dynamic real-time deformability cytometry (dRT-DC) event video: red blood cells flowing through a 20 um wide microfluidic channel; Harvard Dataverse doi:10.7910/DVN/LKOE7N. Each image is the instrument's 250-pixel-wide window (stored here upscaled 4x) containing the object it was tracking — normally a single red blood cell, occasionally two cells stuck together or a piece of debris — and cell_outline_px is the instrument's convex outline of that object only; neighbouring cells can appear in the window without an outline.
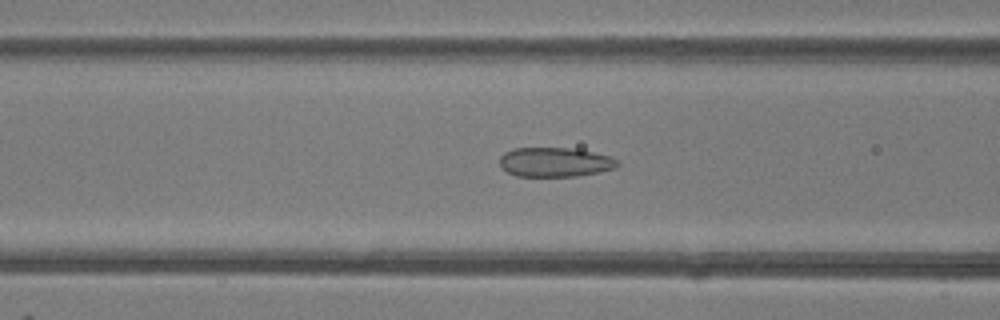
{"species": "common noctule bat (a hibernating species)", "species_latin": "Nyctalus noctula", "temperature_condition": "room temperature", "stored_images_in_passage": 48, "camera_frame_rate_fps": 3000, "um_per_image_px": 0.085, "animal": {"sex": "female"}, "frame": {"image": 1, "passage_image": 20, "time_ms": 6.333, "image_size_px": [1000, 320], "cell_outline_px": [[620, 164], [616, 168], [600, 172], [576, 176], [516, 176], [500, 168], [500, 156], [504, 152], [512, 148], [568, 148], [592, 152], [608, 156], [616, 160]], "centroid_in_image_um": [47.13, 13.78], "position_along_channel_um": 119.5, "area_um2": 20.17}}
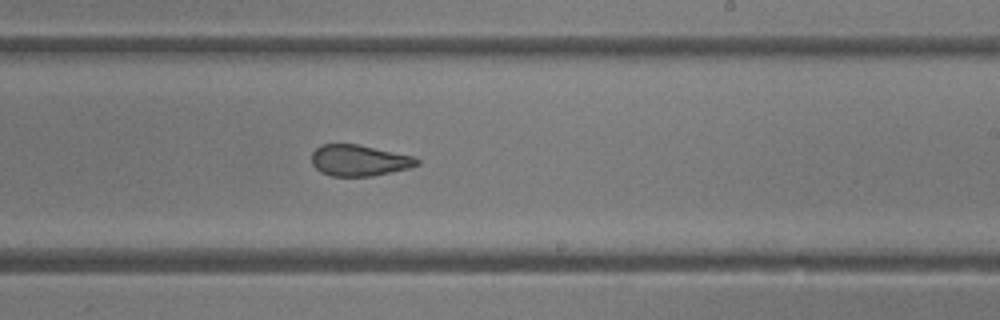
{"frame": {"image": 2, "passage_image": 30, "time_ms": 9.667, "image_size_px": [1000, 320], "cell_outline_px": [[420, 164], [408, 168], [372, 176], [332, 176], [320, 172], [312, 164], [312, 152], [320, 144], [356, 144], [412, 156], [420, 160]], "centroid_in_image_um": [30.49, 13.64], "position_along_channel_um": 258.5, "area_um2": 18.96}}
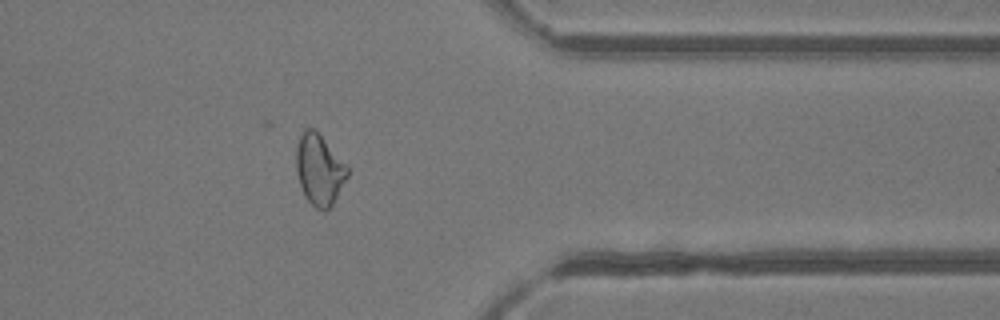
{"frame": {"image": 3, "passage_image": 40, "time_ms": 13.0, "image_size_px": [1000, 320], "cell_outline_px": [[348, 176], [332, 204], [324, 212], [316, 208], [304, 196], [296, 172], [296, 144], [304, 128], [312, 128], [348, 164]], "centroid_in_image_um": [27.13, 14.42], "position_along_channel_um": 384.3, "area_um2": 21.04}, "authors_computed_cell_mechanics": {"area_um2": 21.9062, "velocity_mm_per_s": 4.1802, "shape_relaxation_time_tau1_ms": null, "shape_relaxation_time_tau2_ms": 1.2963, "deformation_change_tau1": null, "deformation_change_tau2": 0.0918}}